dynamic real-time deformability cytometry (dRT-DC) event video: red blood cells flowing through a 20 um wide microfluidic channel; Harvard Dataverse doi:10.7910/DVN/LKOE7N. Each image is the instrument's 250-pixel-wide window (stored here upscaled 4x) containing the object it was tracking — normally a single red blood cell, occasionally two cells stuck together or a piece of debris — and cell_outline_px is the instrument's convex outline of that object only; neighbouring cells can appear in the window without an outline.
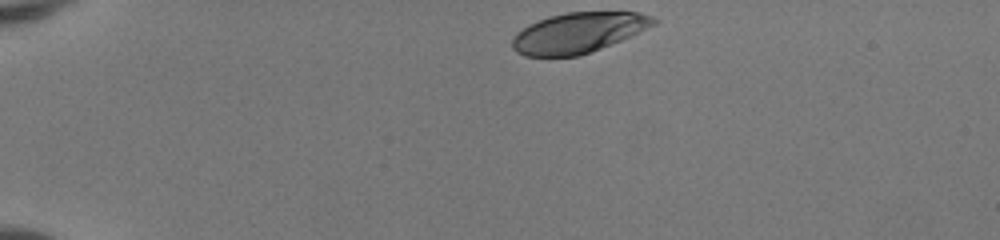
{"species": "human", "species_latin": "Homo sapiens", "temperature_condition": "room temperature", "stored_images_in_passage": 37, "camera_frame_rate_fps": 3000, "um_per_image_px": 0.085, "donor": {"sex": "female"}, "frame": {"image": 1, "passage_image": 1, "time_ms": 0.0, "image_size_px": [1000, 240], "cell_outline_px": [[660, 20], [656, 24], [632, 36], [580, 56], [524, 56], [516, 52], [512, 48], [512, 36], [516, 32], [528, 24], [548, 16], [568, 12], [640, 12], [652, 16]], "centroid_in_image_um": [49.16, 2.78], "position_along_channel_um": 35.8, "area_um2": 33.52}}
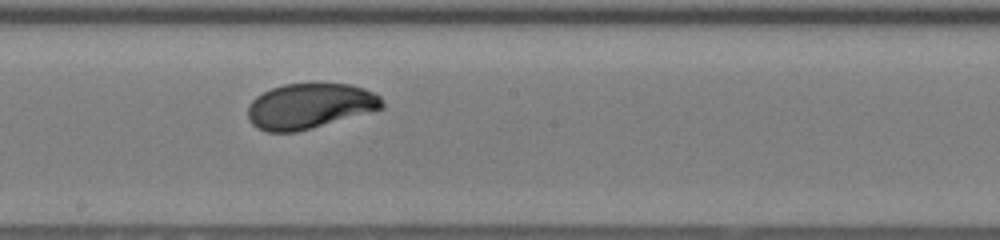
{"frame": {"image": 2, "passage_image": 20, "time_ms": 6.333, "image_size_px": [1000, 240], "cell_outline_px": [[384, 108], [312, 128], [296, 132], [268, 132], [256, 128], [248, 120], [248, 108], [252, 100], [256, 96], [272, 88], [284, 84], [352, 84], [364, 88], [380, 96], [384, 104]], "centroid_in_image_um": [26.32, 9.02], "position_along_channel_um": 221.9, "area_um2": 35.37}}
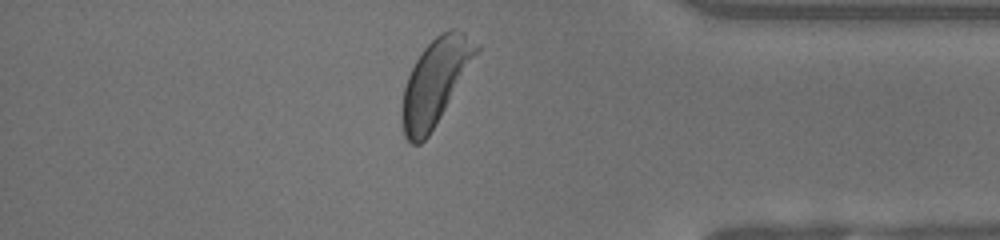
{"frame": {"image": 3, "passage_image": 34, "time_ms": 11.0, "image_size_px": [1000, 240], "cell_outline_px": [[480, 48], [440, 116], [428, 136], [420, 144], [412, 144], [404, 136], [400, 116], [400, 108], [404, 88], [408, 76], [416, 60], [424, 48], [440, 32], [448, 28], [456, 28], [464, 32], [480, 44]], "centroid_in_image_um": [36.96, 6.94], "position_along_channel_um": 398.2, "area_um2": 36.41}, "authors_computed_cell_mechanics": {"area_um2": 36.1828, "velocity_mm_per_s": 4.1298, "shape_relaxation_time_tau1_ms": 2.877, "shape_relaxation_time_tau2_ms": null, "deformation_change_tau1": 0.1803, "deformation_change_tau2": null}}